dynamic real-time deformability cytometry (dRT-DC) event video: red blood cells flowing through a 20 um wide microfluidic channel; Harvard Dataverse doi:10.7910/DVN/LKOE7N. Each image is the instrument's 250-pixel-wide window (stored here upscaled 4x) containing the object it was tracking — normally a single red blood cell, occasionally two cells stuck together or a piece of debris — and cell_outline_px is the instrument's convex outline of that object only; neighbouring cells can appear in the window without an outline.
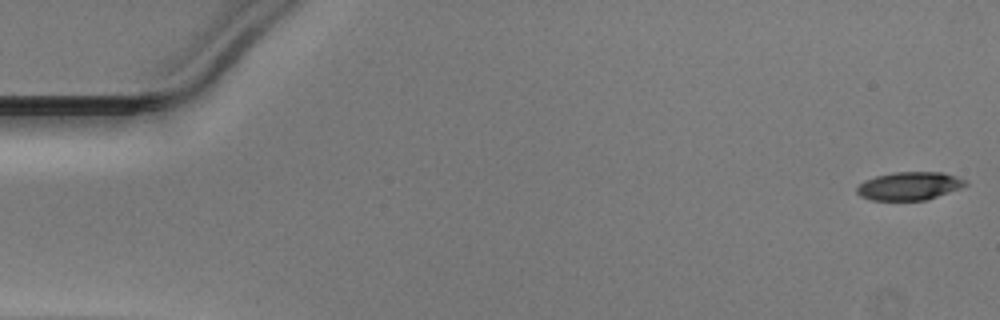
{"species": "Egyptian fruit bat (a non-hibernating species)", "species_latin": "Rousettus aegyptiacus", "temperature_condition": "warm", "stored_images_in_passage": 14, "camera_frame_rate_fps": 3000, "um_per_image_px": 0.085, "animal": {"sex": "male"}, "frame": {"image": 1, "passage_image": 1, "time_ms": 0.0, "image_size_px": [1000, 320], "cell_outline_px": [[968, 184], [960, 188], [924, 200], [872, 200], [860, 196], [856, 192], [856, 188], [864, 180], [876, 176], [892, 172], [944, 172], [956, 176], [964, 180]], "centroid_in_image_um": [77.26, 15.8], "position_along_channel_um": 7.7, "area_um2": 17.69}}